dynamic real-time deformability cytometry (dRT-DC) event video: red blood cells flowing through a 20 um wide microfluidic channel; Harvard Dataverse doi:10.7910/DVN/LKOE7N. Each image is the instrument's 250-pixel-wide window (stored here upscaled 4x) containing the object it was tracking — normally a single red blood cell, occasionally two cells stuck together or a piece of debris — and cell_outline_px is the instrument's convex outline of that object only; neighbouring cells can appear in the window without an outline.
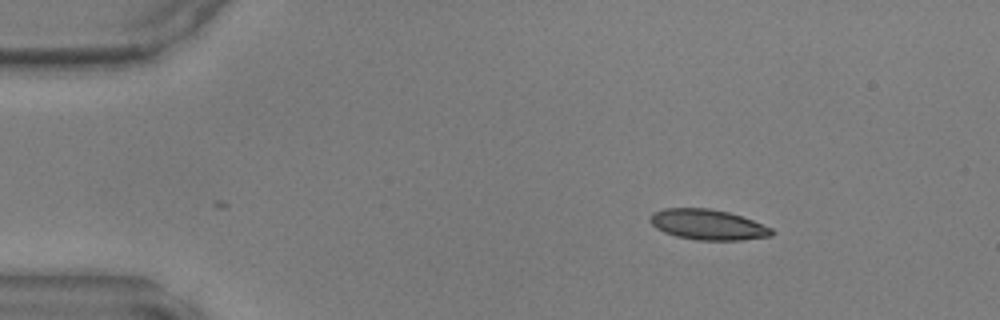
{"species": "common noctule bat (a hibernating species)", "species_latin": "Nyctalus noctula", "temperature_condition": "warm", "stored_images_in_passage": 41, "camera_frame_rate_fps": 3000, "um_per_image_px": 0.085, "animal": {"sex": "male", "body_mass_g": 17.9, "forearm_length_mm": 54.2}, "frame": {"image": 1, "passage_image": 1, "time_ms": 0.0, "image_size_px": [1000, 320], "cell_outline_px": [[776, 232], [772, 236], [740, 240], [696, 240], [676, 236], [664, 232], [656, 228], [648, 220], [648, 216], [652, 212], [664, 208], [708, 208], [728, 212], [752, 220], [772, 228]], "centroid_in_image_um": [60.14, 19.09], "position_along_channel_um": 24.9, "area_um2": 21.68}}
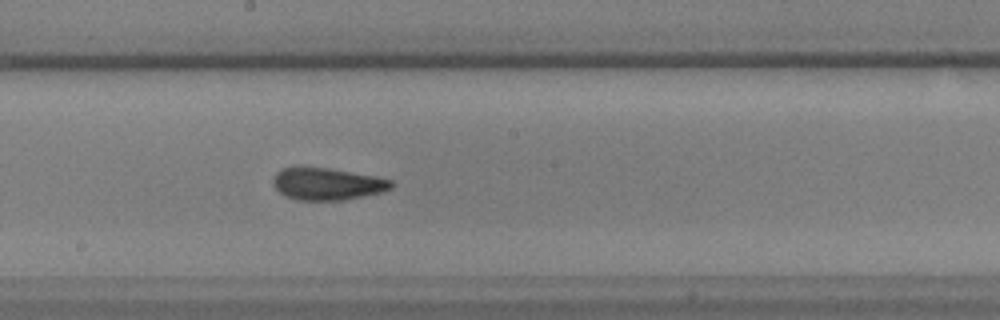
{"frame": {"image": 2, "passage_image": 20, "time_ms": 6.333, "image_size_px": [1000, 320], "cell_outline_px": [[396, 184], [392, 188], [384, 192], [344, 200], [296, 200], [284, 196], [272, 184], [272, 176], [280, 168], [300, 164], [328, 168], [372, 176], [392, 180]], "centroid_in_image_um": [27.75, 15.6], "position_along_channel_um": 220.5, "area_um2": 22.83}}
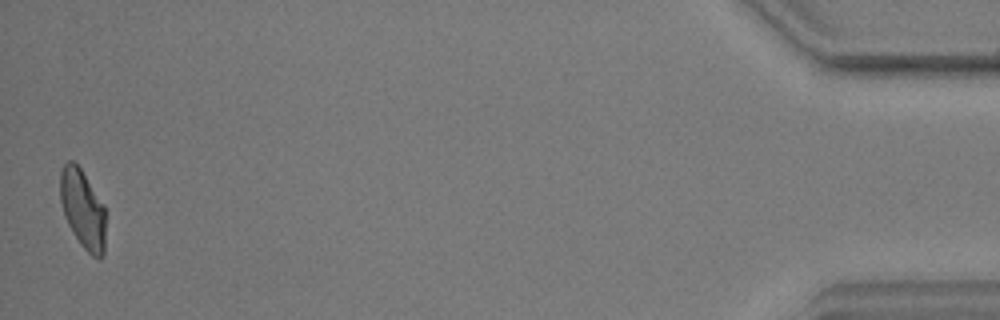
{"frame": {"image": 3, "passage_image": 41, "time_ms": 13.333, "image_size_px": [1000, 320], "cell_outline_px": [[104, 256], [100, 260], [92, 256], [80, 244], [72, 232], [64, 216], [60, 200], [60, 172], [64, 164], [68, 160], [72, 160], [80, 168], [104, 204]], "centroid_in_image_um": [7.02, 17.78], "position_along_channel_um": 428.2, "area_um2": 20.87}}